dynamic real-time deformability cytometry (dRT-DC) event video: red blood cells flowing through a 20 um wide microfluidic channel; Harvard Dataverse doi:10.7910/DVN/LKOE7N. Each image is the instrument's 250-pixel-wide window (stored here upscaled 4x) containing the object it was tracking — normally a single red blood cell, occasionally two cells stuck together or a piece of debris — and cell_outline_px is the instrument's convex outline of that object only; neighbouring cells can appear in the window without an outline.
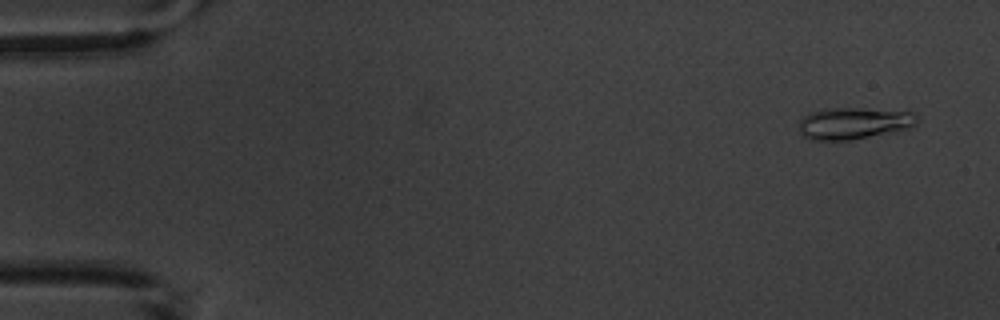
{"species": "common noctule bat (a hibernating species)", "species_latin": "Nyctalus noctula", "temperature_condition": "warm", "stored_images_in_passage": 5, "camera_frame_rate_fps": 3000, "um_per_image_px": 0.085, "animal": {"sex": "male", "body_mass_g": 20.1, "forearm_length_mm": 53.5}, "frame": {"image": 1, "passage_image": 1, "time_ms": 0.0, "image_size_px": [1000, 320], "cell_outline_px": [[920, 120], [912, 128], [896, 132], [852, 140], [812, 140], [804, 136], [800, 132], [800, 120], [804, 116], [812, 112], [824, 108], [860, 108], [916, 112]], "centroid_in_image_um": [72.66, 10.48], "position_along_channel_um": 12.3, "area_um2": 22.25}}
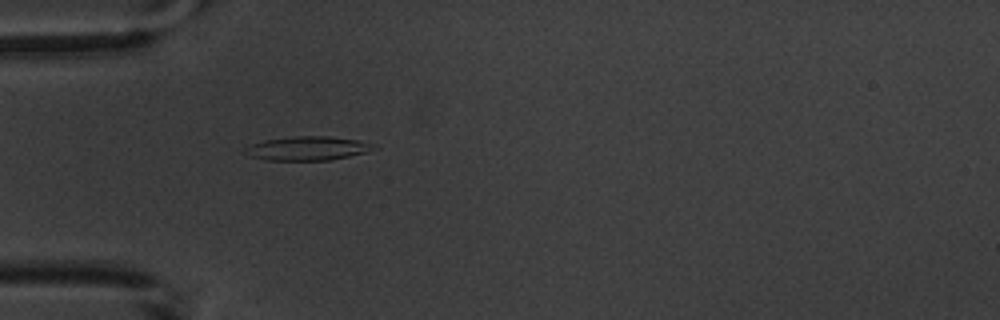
{"frame": {"image": 2, "passage_image": 5, "time_ms": 4.667, "image_size_px": [1000, 320], "cell_outline_px": [[380, 148], [332, 160], [268, 160], [248, 156], [244, 152], [244, 148], [252, 144], [264, 140], [296, 136], [328, 136], [356, 140], [372, 144]], "centroid_in_image_um": [26.11, 12.61], "position_along_channel_um": 58.9, "area_um2": 17.8}}